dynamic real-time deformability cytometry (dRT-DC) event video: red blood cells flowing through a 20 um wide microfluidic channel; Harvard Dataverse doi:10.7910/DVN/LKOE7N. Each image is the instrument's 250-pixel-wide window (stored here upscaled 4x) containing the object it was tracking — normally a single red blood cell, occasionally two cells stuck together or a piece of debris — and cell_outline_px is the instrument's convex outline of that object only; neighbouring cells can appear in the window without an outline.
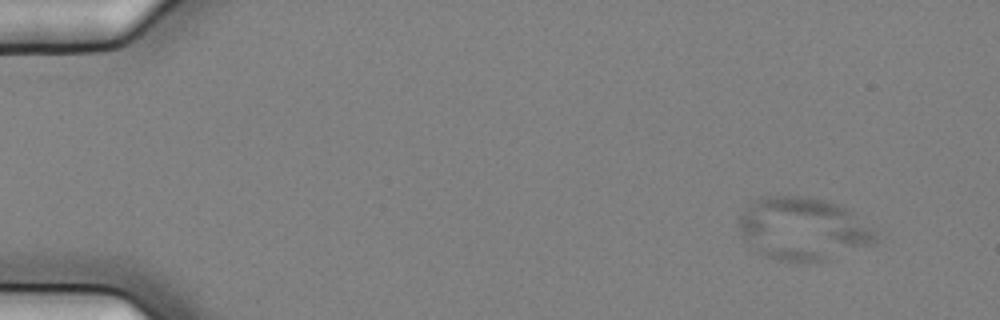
{"species": "common noctule bat (a hibernating species)", "species_latin": "Nyctalus noctula", "temperature_condition": "cold", "stored_images_in_passage": 6, "camera_frame_rate_fps": 3000, "um_per_image_px": 0.085, "animal": {"sex": "female", "body_mass_g": 25.1}, "frame": {"image": 1, "passage_image": 1, "time_ms": 0.0, "image_size_px": [1000, 320], "cell_outline_px": [[876, 240], [872, 244], [828, 260], [776, 260], [764, 256], [744, 240], [736, 224], [740, 216], [752, 200], [760, 196], [808, 196], [840, 204], [848, 208], [876, 236]], "centroid_in_image_um": [68.18, 19.42], "position_along_channel_um": 16.8, "area_um2": 49.53}}
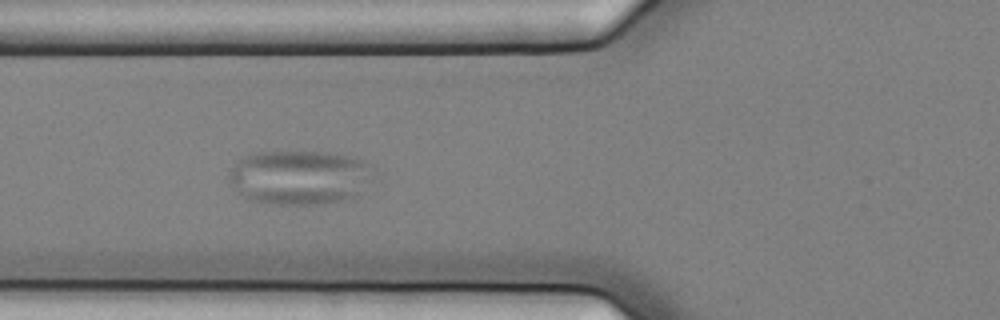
{"frame": {"image": 2, "passage_image": 6, "time_ms": 1.667, "image_size_px": [1000, 320], "cell_outline_px": [[376, 168], [372, 180], [356, 196], [340, 200], [316, 204], [276, 204], [252, 200], [244, 196], [228, 180], [228, 176], [232, 164], [256, 152], [328, 152], [352, 156], [364, 160]], "centroid_in_image_um": [25.53, 15.05], "position_along_channel_um": 100.3, "area_um2": 45.84}}